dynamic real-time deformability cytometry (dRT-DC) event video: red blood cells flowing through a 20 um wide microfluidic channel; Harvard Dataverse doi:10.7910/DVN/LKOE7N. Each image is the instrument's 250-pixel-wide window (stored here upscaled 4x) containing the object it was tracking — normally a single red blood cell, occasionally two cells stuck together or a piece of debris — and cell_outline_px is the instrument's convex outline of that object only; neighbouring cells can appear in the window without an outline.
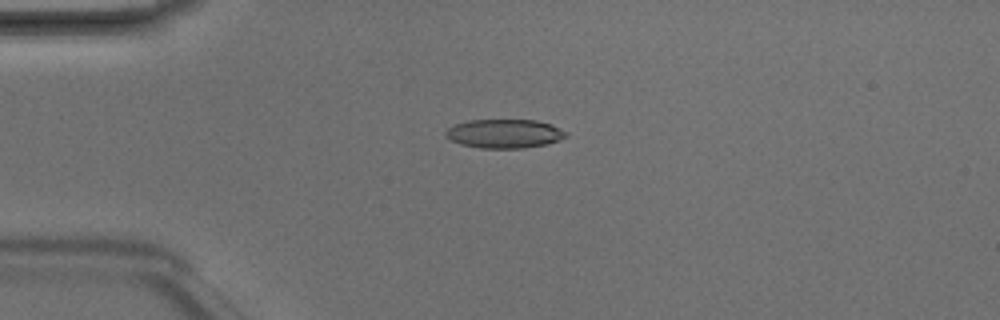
{"species": "Egyptian fruit bat (a non-hibernating species)", "species_latin": "Rousettus aegyptiacus", "temperature_condition": "room temperature", "stored_images_in_passage": 7, "camera_frame_rate_fps": 3000, "um_per_image_px": 0.085, "animal": {"sex": "male"}, "frame": {"image": 1, "passage_image": 4, "time_ms": 1.0, "image_size_px": [1000, 320], "cell_outline_px": [[568, 136], [560, 140], [548, 144], [524, 148], [480, 148], [460, 144], [444, 136], [444, 132], [448, 128], [456, 124], [468, 120], [536, 120], [552, 124], [568, 132]], "centroid_in_image_um": [42.91, 11.36], "position_along_channel_um": 42.1, "area_um2": 20.46}}